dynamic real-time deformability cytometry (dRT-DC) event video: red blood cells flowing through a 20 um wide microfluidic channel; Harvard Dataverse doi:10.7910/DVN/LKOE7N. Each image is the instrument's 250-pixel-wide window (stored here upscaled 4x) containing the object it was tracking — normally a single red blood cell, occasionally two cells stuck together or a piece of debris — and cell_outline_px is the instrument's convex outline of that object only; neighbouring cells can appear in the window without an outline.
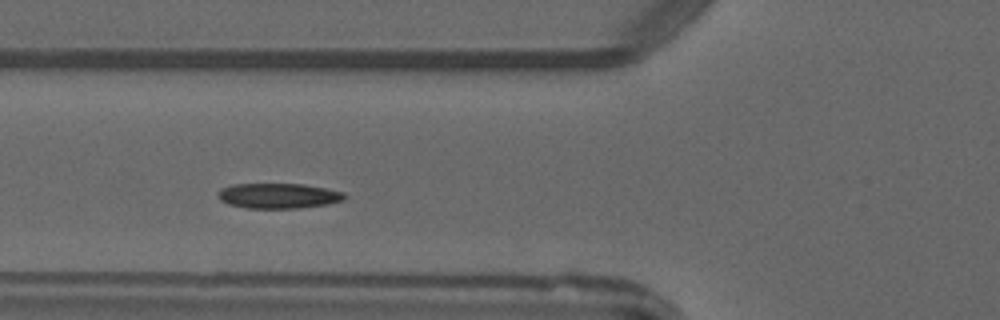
{"species": "common noctule bat (a hibernating species)", "species_latin": "Nyctalus noctula", "temperature_condition": "warm", "stored_images_in_passage": 3, "camera_frame_rate_fps": 3000, "um_per_image_px": 0.085, "animal": {"sex": "male", "forearm_length_mm": 52.5}, "frame": {"image": 1, "passage_image": 3, "time_ms": 2.333, "image_size_px": [1000, 320], "cell_outline_px": [[348, 196], [344, 200], [328, 204], [300, 208], [248, 208], [228, 204], [220, 200], [216, 196], [216, 192], [220, 188], [232, 184], [304, 184], [344, 192]], "centroid_in_image_um": [23.64, 16.64], "position_along_channel_um": 102.2, "area_um2": 18.79}}